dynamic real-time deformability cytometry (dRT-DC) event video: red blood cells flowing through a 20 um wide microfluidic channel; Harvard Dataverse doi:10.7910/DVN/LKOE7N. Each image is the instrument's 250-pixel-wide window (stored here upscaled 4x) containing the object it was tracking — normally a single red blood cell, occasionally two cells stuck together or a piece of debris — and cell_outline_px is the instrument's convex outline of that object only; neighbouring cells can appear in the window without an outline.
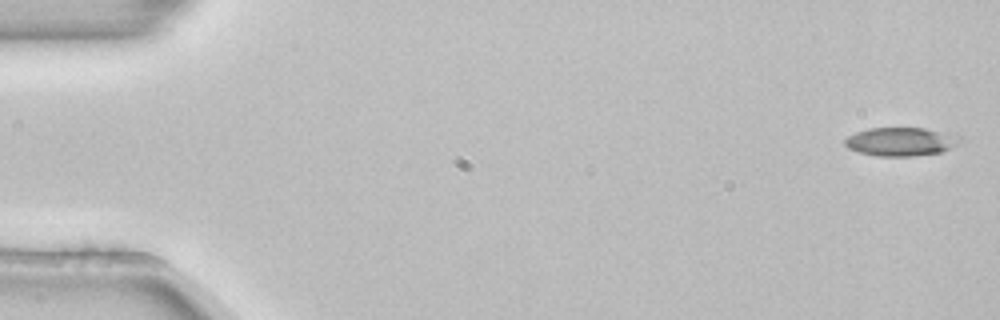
{"species": "common noctule bat (a hibernating species)", "species_latin": "Nyctalus noctula", "temperature_condition": "room temperature", "stored_images_in_passage": 4, "camera_frame_rate_fps": 3000, "um_per_image_px": 0.085, "animal": {"sex": "female", "body_mass_g": 22.7, "forearm_length_mm": 54.2}, "frame": {"image": 1, "passage_image": 1, "time_ms": 0.0, "image_size_px": [1000, 320], "cell_outline_px": [[964, 140], [960, 144], [940, 152], [912, 156], [876, 156], [860, 152], [848, 148], [844, 144], [844, 140], [848, 136], [856, 132], [868, 128], [924, 128], [964, 136]], "centroid_in_image_um": [76.63, 12.03], "position_along_channel_um": 8.4, "area_um2": 19.31}}
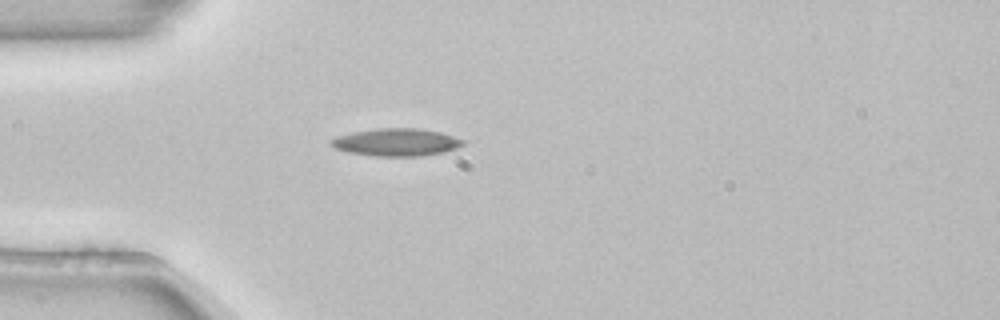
{"frame": {"image": 2, "passage_image": 4, "time_ms": 1.0, "image_size_px": [1000, 320], "cell_outline_px": [[464, 144], [456, 148], [444, 152], [420, 156], [376, 156], [348, 152], [336, 148], [328, 144], [328, 140], [336, 136], [352, 132], [376, 128], [420, 128], [440, 132], [464, 140]], "centroid_in_image_um": [33.65, 12.08], "position_along_channel_um": 51.4, "area_um2": 21.27}}